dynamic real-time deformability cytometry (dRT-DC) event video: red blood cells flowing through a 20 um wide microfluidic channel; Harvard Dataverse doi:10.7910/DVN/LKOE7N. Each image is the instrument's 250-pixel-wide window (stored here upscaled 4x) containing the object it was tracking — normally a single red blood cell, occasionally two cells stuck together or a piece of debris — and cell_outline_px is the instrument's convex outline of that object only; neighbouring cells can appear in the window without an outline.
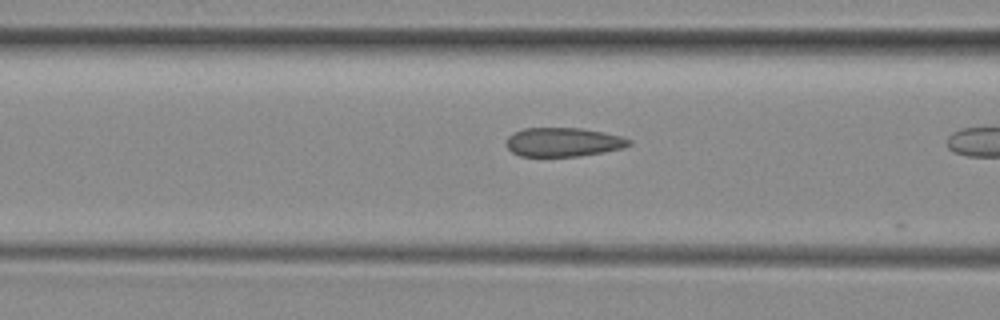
{"species": "common noctule bat (a hibernating species)", "species_latin": "Nyctalus noctula", "temperature_condition": "room temperature", "stored_images_in_passage": 13, "camera_frame_rate_fps": 3000, "um_per_image_px": 0.085, "animal": {"sex": "female", "body_mass_g": 29.2, "forearm_length_mm": 56.3}, "frame": {"image": 1, "passage_image": 11, "time_ms": 3.333, "image_size_px": [1000, 320], "cell_outline_px": [[632, 144], [624, 148], [604, 152], [580, 156], [520, 156], [512, 152], [504, 144], [508, 136], [512, 132], [524, 128], [580, 128], [604, 132], [620, 136], [632, 140]], "centroid_in_image_um": [47.87, 12.08], "position_along_channel_um": 118.7, "area_um2": 20.92}}